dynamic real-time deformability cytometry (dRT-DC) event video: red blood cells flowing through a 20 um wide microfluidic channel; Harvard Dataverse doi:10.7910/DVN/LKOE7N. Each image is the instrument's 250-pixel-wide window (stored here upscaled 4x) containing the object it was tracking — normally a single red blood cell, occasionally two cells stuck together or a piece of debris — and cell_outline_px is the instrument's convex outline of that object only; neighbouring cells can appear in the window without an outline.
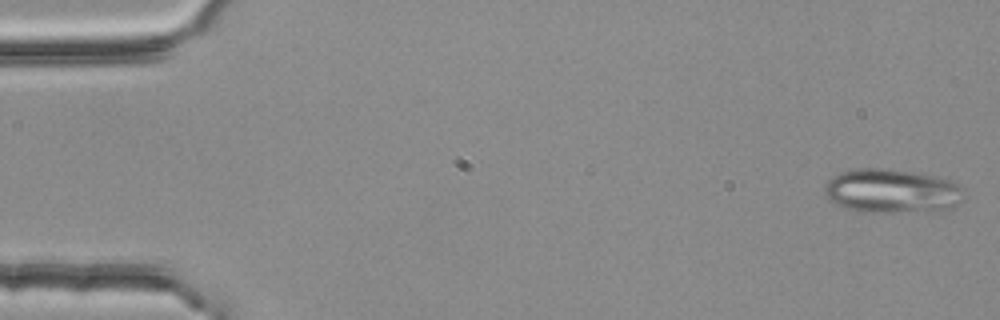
{"species": "common noctule bat (a hibernating species)", "species_latin": "Nyctalus noctula", "temperature_condition": "room temperature", "stored_images_in_passage": 53, "segment_of_instrument_passage": [1, 2], "camera_frame_rate_fps": 3000, "um_per_image_px": 0.085, "animal": {"sex": "female", "body_mass_g": 25.1}, "frame": {"image": 1, "passage_image": 1, "time_ms": 0.0, "image_size_px": [1000, 320], "cell_outline_px": [[964, 192], [960, 200], [956, 204], [948, 208], [892, 212], [860, 212], [844, 208], [828, 200], [824, 196], [824, 184], [832, 176], [840, 172], [860, 168], [888, 168], [916, 172], [948, 180], [964, 188]], "centroid_in_image_um": [75.7, 16.22], "position_along_channel_um": 9.3, "area_um2": 35.6}}